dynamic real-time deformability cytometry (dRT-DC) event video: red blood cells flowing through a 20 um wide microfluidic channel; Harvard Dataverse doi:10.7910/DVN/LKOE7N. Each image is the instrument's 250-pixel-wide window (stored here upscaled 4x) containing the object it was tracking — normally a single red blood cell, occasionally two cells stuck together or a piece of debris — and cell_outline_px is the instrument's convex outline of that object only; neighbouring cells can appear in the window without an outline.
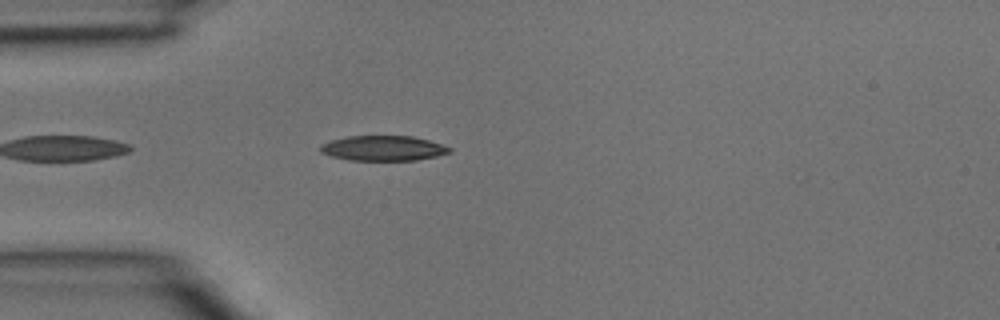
{"species": "common noctule bat (a hibernating species)", "species_latin": "Nyctalus noctula", "temperature_condition": "room temperature", "stored_images_in_passage": 2, "camera_frame_rate_fps": 3000, "um_per_image_px": 0.085, "animal": {"sex": "male", "body_mass_g": 15.6}, "frame": {"image": 1, "passage_image": 2, "time_ms": 0.333, "image_size_px": [1000, 320], "cell_outline_px": [[452, 152], [436, 156], [416, 160], [348, 160], [332, 156], [320, 152], [320, 144], [332, 140], [348, 136], [412, 136], [428, 140], [452, 148]], "centroid_in_image_um": [32.57, 12.6], "position_along_channel_um": 52.4, "area_um2": 18.79}}